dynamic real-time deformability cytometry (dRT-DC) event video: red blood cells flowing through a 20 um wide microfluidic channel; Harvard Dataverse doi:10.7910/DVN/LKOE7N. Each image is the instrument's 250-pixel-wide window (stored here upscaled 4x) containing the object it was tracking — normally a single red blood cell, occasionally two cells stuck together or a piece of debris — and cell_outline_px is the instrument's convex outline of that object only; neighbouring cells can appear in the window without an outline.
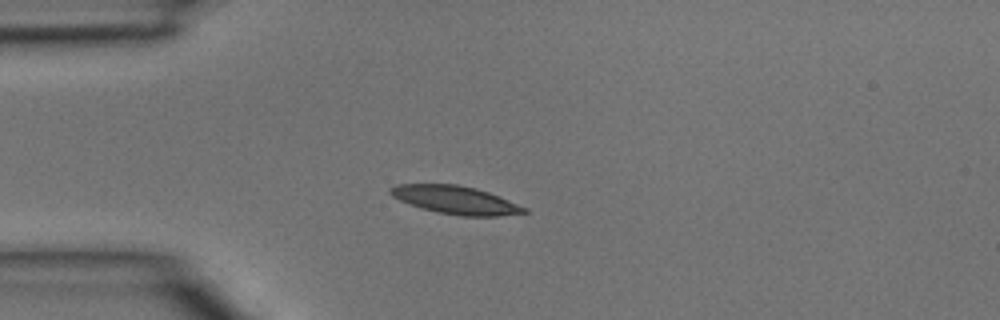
{"species": "common noctule bat (a hibernating species)", "species_latin": "Nyctalus noctula", "temperature_condition": "room temperature", "stored_images_in_passage": 4, "camera_frame_rate_fps": 3000, "um_per_image_px": 0.085, "animal": {"sex": "male", "body_mass_g": 15.6}, "frame": {"image": 1, "passage_image": 4, "time_ms": 1.0, "image_size_px": [1000, 320], "cell_outline_px": [[528, 212], [500, 216], [460, 216], [436, 212], [420, 208], [408, 204], [392, 196], [388, 192], [388, 188], [396, 184], [456, 184], [476, 188], [488, 192], [528, 208]], "centroid_in_image_um": [38.69, 17.0], "position_along_channel_um": 46.3, "area_um2": 22.02}}